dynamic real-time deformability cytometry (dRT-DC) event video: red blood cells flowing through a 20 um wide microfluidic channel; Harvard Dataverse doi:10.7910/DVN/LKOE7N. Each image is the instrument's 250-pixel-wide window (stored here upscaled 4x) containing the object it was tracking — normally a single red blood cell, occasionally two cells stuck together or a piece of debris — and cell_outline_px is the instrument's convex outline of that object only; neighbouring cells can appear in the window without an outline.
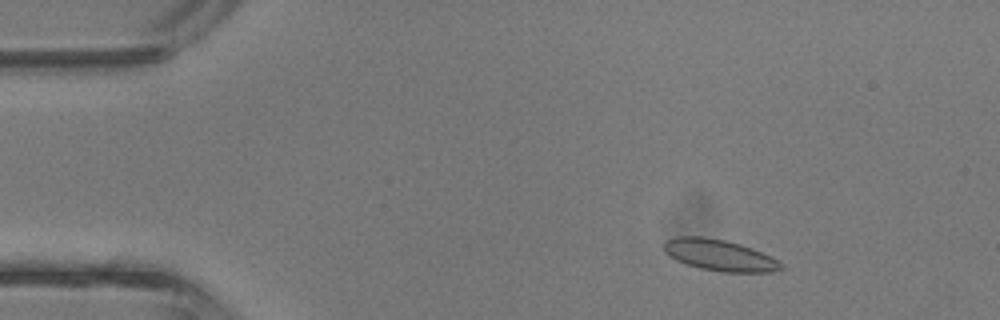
{"species": "common noctule bat (a hibernating species)", "species_latin": "Nyctalus noctula", "temperature_condition": "room temperature", "stored_images_in_passage": 42, "camera_frame_rate_fps": 3000, "um_per_image_px": 0.085, "animal": {"sex": "male", "body_mass_g": 13.3}, "frame": {"image": 1, "passage_image": 6, "time_ms": 1.667, "image_size_px": [1000, 320], "cell_outline_px": [[784, 268], [772, 272], [724, 272], [700, 268], [684, 264], [668, 256], [664, 252], [664, 240], [676, 236], [704, 236], [724, 240], [740, 244], [752, 248], [784, 264]], "centroid_in_image_um": [61.1, 21.68], "position_along_channel_um": 23.9, "area_um2": 21.44}}
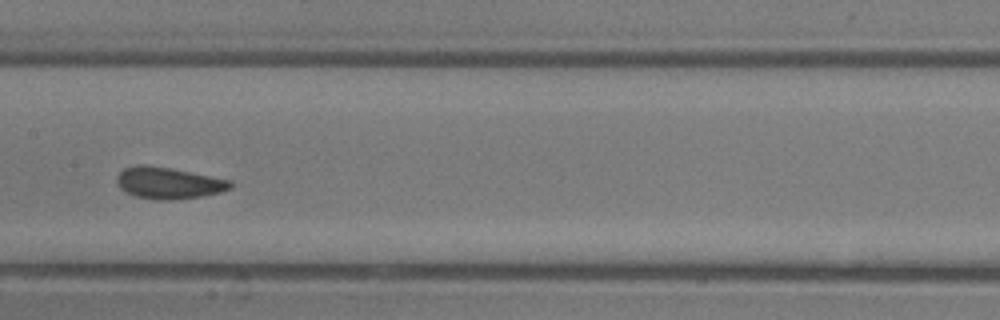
{"frame": {"image": 2, "passage_image": 21, "time_ms": 6.667, "image_size_px": [1000, 320], "cell_outline_px": [[232, 188], [220, 192], [200, 196], [172, 200], [160, 200], [136, 196], [120, 188], [116, 180], [116, 176], [124, 168], [136, 164], [144, 164], [172, 168], [232, 180]], "centroid_in_image_um": [14.33, 15.53], "position_along_channel_um": 193.1, "area_um2": 20.92}}
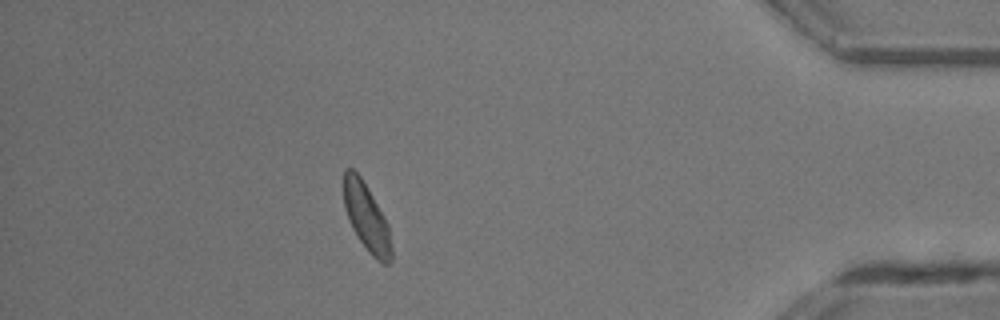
{"frame": {"image": 3, "passage_image": 37, "time_ms": 12.0, "image_size_px": [1000, 320], "cell_outline_px": [[392, 260], [388, 264], [384, 264], [376, 260], [372, 256], [360, 240], [352, 228], [348, 220], [344, 208], [344, 168], [352, 168], [360, 176], [384, 216], [388, 224], [392, 248]], "centroid_in_image_um": [31.16, 18.5], "position_along_channel_um": 404.0, "area_um2": 18.67}, "authors_computed_cell_mechanics": {"area_um2": 20.2589, "velocity_mm_per_s": 4.878, "shape_relaxation_time_tau1_ms": 2.9206, "shape_relaxation_time_tau2_ms": 1.2766, "deformation_change_tau1": 0.0614, "deformation_change_tau2": 0.0534}}